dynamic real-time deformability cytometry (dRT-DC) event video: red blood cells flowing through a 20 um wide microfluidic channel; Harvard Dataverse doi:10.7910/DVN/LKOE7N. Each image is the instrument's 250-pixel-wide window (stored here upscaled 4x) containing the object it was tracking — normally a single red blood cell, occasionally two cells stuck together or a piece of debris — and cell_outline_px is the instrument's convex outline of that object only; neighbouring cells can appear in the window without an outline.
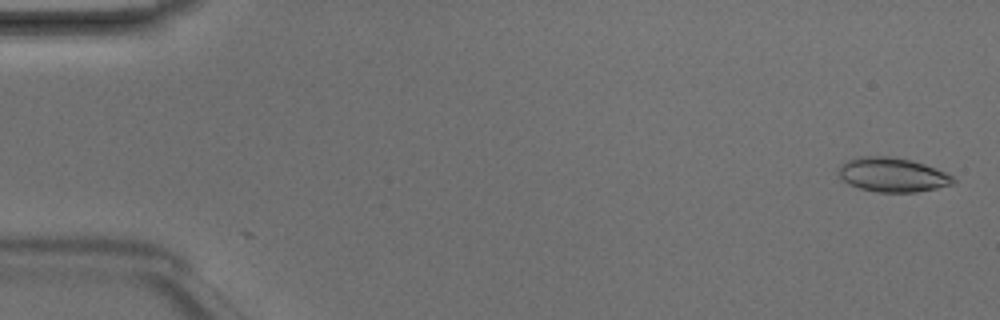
{"species": "Egyptian fruit bat (a non-hibernating species)", "species_latin": "Rousettus aegyptiacus", "temperature_condition": "room temperature", "stored_images_in_passage": 4, "camera_frame_rate_fps": 3000, "um_per_image_px": 0.085, "animal": {"sex": "male"}, "frame": {"image": 1, "passage_image": 1, "time_ms": 0.0, "image_size_px": [1000, 320], "cell_outline_px": [[956, 184], [916, 192], [876, 192], [860, 188], [848, 184], [840, 176], [840, 164], [848, 160], [860, 156], [888, 156], [912, 160], [924, 164], [944, 172], [952, 176], [956, 180]], "centroid_in_image_um": [75.88, 14.86], "position_along_channel_um": 9.1, "area_um2": 22.77}}
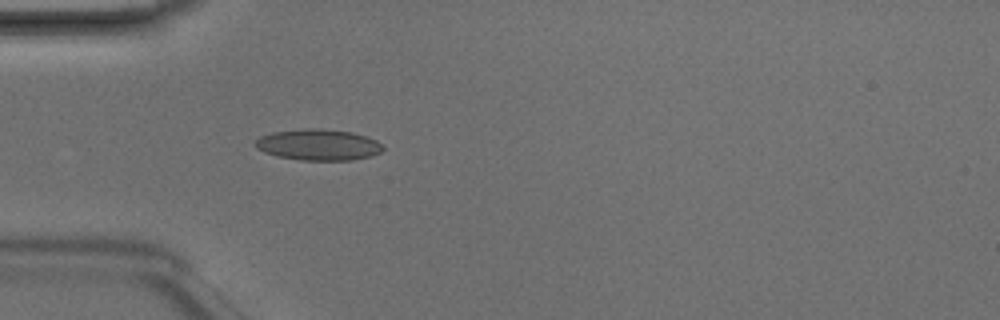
{"frame": {"image": 2, "passage_image": 4, "time_ms": 1.0, "image_size_px": [1000, 320], "cell_outline_px": [[384, 148], [380, 152], [372, 156], [352, 160], [300, 160], [276, 156], [264, 152], [256, 148], [256, 140], [260, 136], [272, 132], [308, 128], [320, 128], [352, 132], [376, 140]], "centroid_in_image_um": [27.05, 12.31], "position_along_channel_um": 58.0, "area_um2": 23.12}}